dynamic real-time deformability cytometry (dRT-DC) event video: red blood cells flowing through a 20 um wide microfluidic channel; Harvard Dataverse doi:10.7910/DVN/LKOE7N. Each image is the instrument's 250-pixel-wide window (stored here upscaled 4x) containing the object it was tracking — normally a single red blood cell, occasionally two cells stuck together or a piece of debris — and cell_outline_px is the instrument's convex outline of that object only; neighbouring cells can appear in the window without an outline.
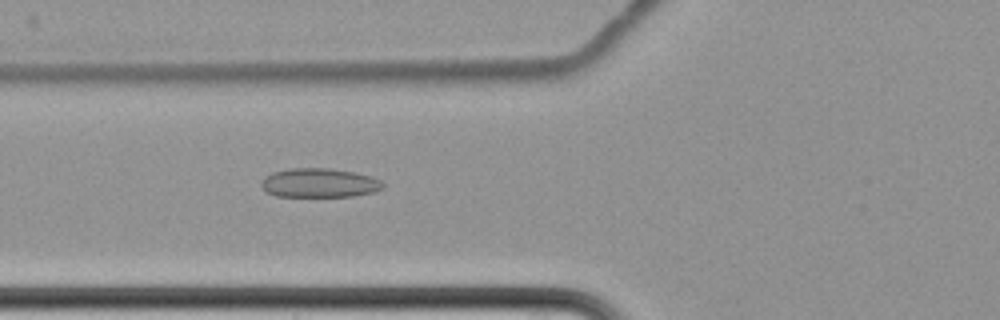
{"species": "common noctule bat (a hibernating species)", "species_latin": "Nyctalus noctula", "temperature_condition": "cold", "stored_images_in_passage": 7, "camera_frame_rate_fps": 3000, "um_per_image_px": 0.085, "animal": {"sex": "female", "body_mass_g": 22.7, "forearm_length_mm": 54.2}, "frame": {"image": 1, "passage_image": 7, "time_ms": 8.667, "image_size_px": [1000, 320], "cell_outline_px": [[384, 188], [372, 192], [352, 196], [276, 196], [268, 192], [260, 184], [264, 176], [272, 172], [288, 168], [328, 168], [356, 172], [372, 176], [380, 180], [384, 184]], "centroid_in_image_um": [27.15, 15.53], "position_along_channel_um": 98.7, "area_um2": 20.69}}